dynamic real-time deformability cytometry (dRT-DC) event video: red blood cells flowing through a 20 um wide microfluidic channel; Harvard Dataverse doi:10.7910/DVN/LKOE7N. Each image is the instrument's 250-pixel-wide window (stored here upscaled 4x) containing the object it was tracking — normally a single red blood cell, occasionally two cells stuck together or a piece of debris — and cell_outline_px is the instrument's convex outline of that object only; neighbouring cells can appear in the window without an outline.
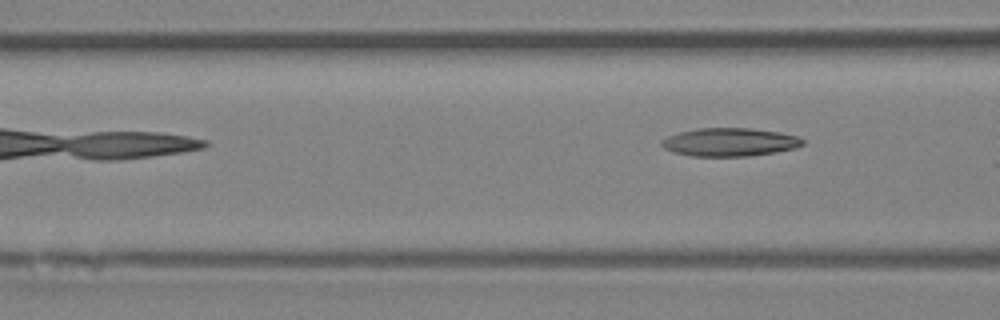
{"species": "Egyptian fruit bat (a non-hibernating species)", "species_latin": "Rousettus aegyptiacus", "temperature_condition": "room temperature", "stored_images_in_passage": 6, "camera_frame_rate_fps": 3000, "um_per_image_px": 0.085, "animal": {"sex": "female"}, "frame": {"image": 1, "passage_image": 6, "time_ms": 6.0, "image_size_px": [1000, 320], "cell_outline_px": [[804, 144], [796, 148], [776, 152], [748, 156], [692, 156], [672, 152], [664, 148], [660, 144], [660, 140], [668, 136], [680, 132], [696, 128], [752, 128], [780, 132], [800, 136], [804, 140]], "centroid_in_image_um": [62.04, 12.07], "position_along_channel_um": 104.6, "area_um2": 23.47}}